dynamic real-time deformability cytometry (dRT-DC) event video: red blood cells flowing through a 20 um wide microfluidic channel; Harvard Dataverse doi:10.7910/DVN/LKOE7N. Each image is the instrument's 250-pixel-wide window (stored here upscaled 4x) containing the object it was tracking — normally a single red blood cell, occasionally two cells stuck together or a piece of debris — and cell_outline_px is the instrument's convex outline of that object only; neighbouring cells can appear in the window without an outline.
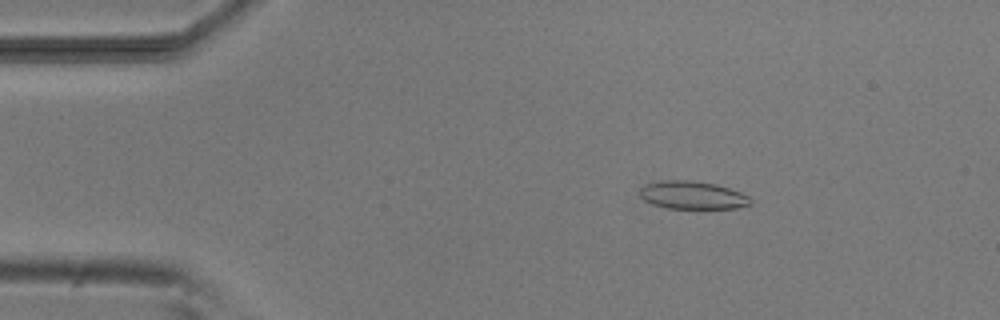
{"species": "common noctule bat (a hibernating species)", "species_latin": "Nyctalus noctula", "temperature_condition": "room temperature", "stored_images_in_passage": 3, "camera_frame_rate_fps": 3000, "um_per_image_px": 0.085, "animal": {"sex": "male", "body_mass_g": 20.5, "forearm_length_mm": 52.5}, "frame": {"image": 1, "passage_image": 2, "time_ms": 1.0, "image_size_px": [1000, 320], "cell_outline_px": [[752, 204], [736, 208], [668, 208], [652, 204], [644, 200], [640, 196], [640, 188], [648, 184], [668, 180], [688, 180], [716, 184], [740, 192], [748, 196], [752, 200]], "centroid_in_image_um": [58.88, 16.59], "position_along_channel_um": 26.1, "area_um2": 17.8}}